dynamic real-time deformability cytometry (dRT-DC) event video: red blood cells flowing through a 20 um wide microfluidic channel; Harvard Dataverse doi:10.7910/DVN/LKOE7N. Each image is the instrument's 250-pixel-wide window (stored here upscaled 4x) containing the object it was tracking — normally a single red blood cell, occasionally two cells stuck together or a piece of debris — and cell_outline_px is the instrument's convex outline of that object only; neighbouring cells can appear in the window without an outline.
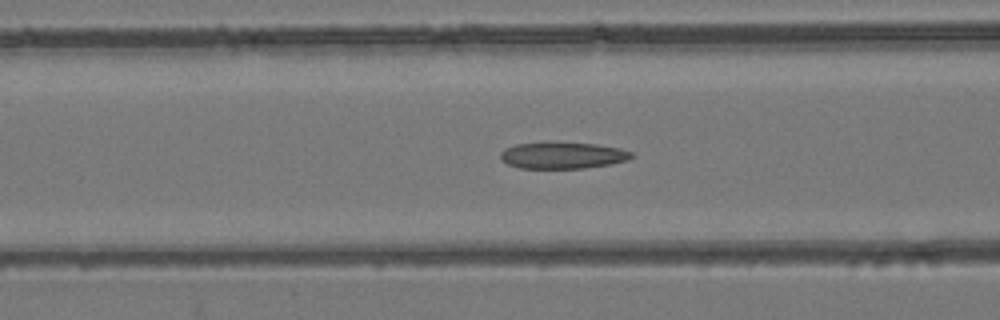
{"species": "common noctule bat (a hibernating species)", "species_latin": "Nyctalus noctula", "temperature_condition": "room temperature", "stored_images_in_passage": 36, "camera_frame_rate_fps": 3000, "um_per_image_px": 0.085, "animal": {"sex": "female", "body_mass_g": 24.6, "forearm_length_mm": 56.2}, "frame": {"image": 1, "passage_image": 5, "time_ms": 1.333, "image_size_px": [1000, 320], "cell_outline_px": [[636, 156], [628, 160], [612, 164], [584, 168], [520, 168], [508, 164], [500, 160], [500, 152], [504, 148], [516, 144], [596, 144], [620, 148], [632, 152]], "centroid_in_image_um": [47.86, 13.24], "position_along_channel_um": 118.7, "area_um2": 19.88}}
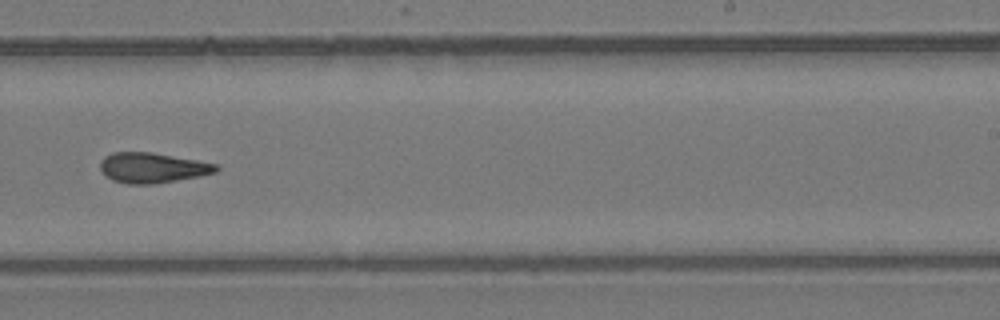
{"frame": {"image": 2, "passage_image": 17, "time_ms": 5.333, "image_size_px": [1000, 320], "cell_outline_px": [[220, 168], [216, 172], [200, 176], [156, 184], [128, 184], [112, 180], [104, 176], [100, 168], [100, 160], [104, 156], [112, 152], [152, 152], [220, 164]], "centroid_in_image_um": [12.96, 14.26], "position_along_channel_um": 276.0, "area_um2": 20.75}}
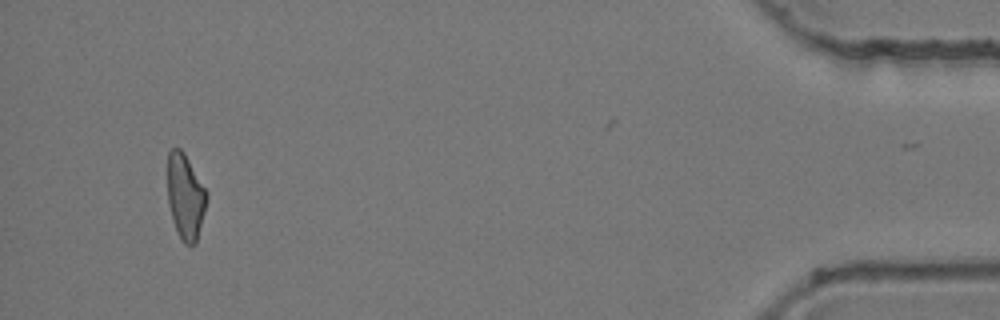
{"frame": {"image": 3, "passage_image": 34, "time_ms": 11.0, "image_size_px": [1000, 320], "cell_outline_px": [[208, 196], [196, 244], [184, 244], [172, 220], [168, 204], [168, 152], [172, 148], [180, 148], [184, 152], [208, 192]], "centroid_in_image_um": [15.76, 16.69], "position_along_channel_um": 419.4, "area_um2": 19.42}, "authors_computed_cell_mechanics": {"area_um2": 20.4034, "velocity_mm_per_s": 3.9328, "shape_relaxation_time_tau1_ms": null, "shape_relaxation_time_tau2_ms": 4.8482, "deformation_change_tau1": null, "deformation_change_tau2": 0.1439}}